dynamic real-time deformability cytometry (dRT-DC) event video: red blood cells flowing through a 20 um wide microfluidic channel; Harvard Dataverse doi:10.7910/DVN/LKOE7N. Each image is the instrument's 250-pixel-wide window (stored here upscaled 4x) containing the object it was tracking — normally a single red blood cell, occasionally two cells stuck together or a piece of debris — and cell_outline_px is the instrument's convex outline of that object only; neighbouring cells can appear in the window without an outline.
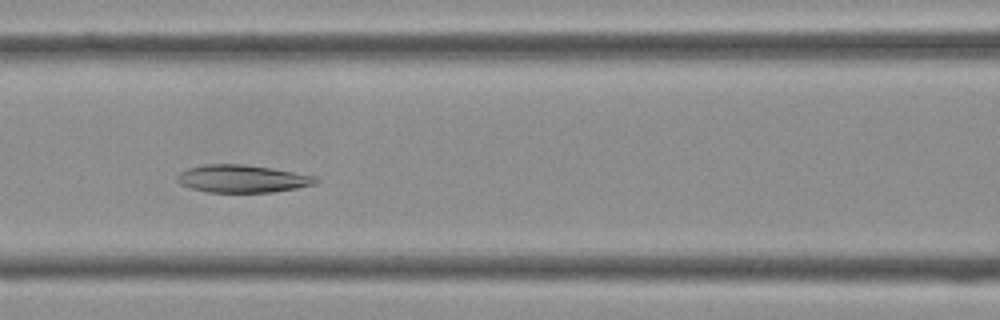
{"species": "Egyptian fruit bat (a non-hibernating species)", "species_latin": "Rousettus aegyptiacus", "temperature_condition": "cold", "stored_images_in_passage": 27, "camera_frame_rate_fps": 3000, "um_per_image_px": 0.085, "frame": {"image": 1, "passage_image": 6, "time_ms": 1.667, "image_size_px": [1000, 320], "cell_outline_px": [[320, 180], [316, 184], [296, 188], [272, 192], [208, 192], [192, 188], [180, 184], [176, 180], [176, 176], [180, 172], [188, 168], [204, 164], [244, 164], [272, 168], [316, 176]], "centroid_in_image_um": [20.6, 15.18], "position_along_channel_um": 146.0, "area_um2": 22.37}}
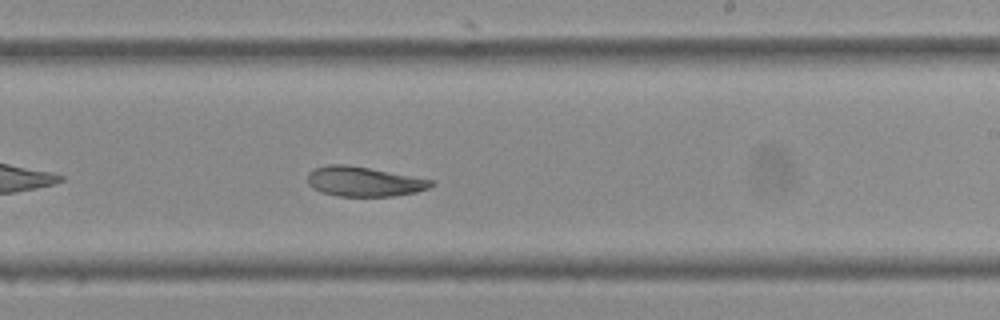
{"frame": {"image": 2, "passage_image": 13, "time_ms": 4.0, "image_size_px": [1000, 320], "cell_outline_px": [[436, 184], [428, 188], [416, 192], [392, 196], [336, 196], [320, 192], [312, 188], [308, 184], [308, 172], [312, 168], [328, 164], [344, 164], [368, 168], [432, 180]], "centroid_in_image_um": [30.87, 15.43], "position_along_channel_um": 258.1, "area_um2": 21.39}}
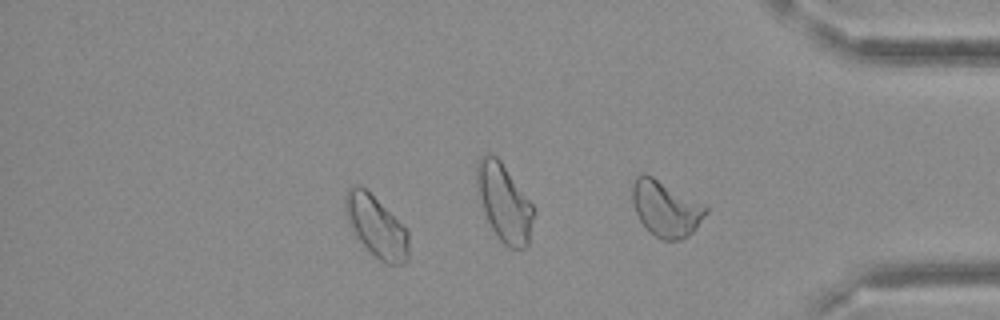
{"frame": {"image": 3, "passage_image": 21, "time_ms": 6.667, "image_size_px": [1000, 320], "cell_outline_px": [[408, 260], [404, 264], [388, 264], [380, 260], [352, 232], [344, 212], [344, 196], [348, 188], [352, 184], [360, 184], [408, 228]], "centroid_in_image_um": [31.97, 19.21], "position_along_channel_um": 403.2, "area_um2": 22.83}}